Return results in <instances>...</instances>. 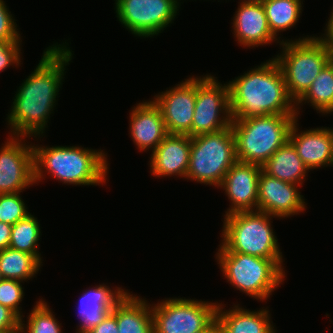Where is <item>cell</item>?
<instances>
[{
	"label": "cell",
	"instance_id": "6da1fadb",
	"mask_svg": "<svg viewBox=\"0 0 333 333\" xmlns=\"http://www.w3.org/2000/svg\"><path fill=\"white\" fill-rule=\"evenodd\" d=\"M67 45V42H56L47 47L39 64L17 89L6 118L9 136L30 139L44 135L60 94L66 66L73 57V51Z\"/></svg>",
	"mask_w": 333,
	"mask_h": 333
},
{
	"label": "cell",
	"instance_id": "7a4b0ae2",
	"mask_svg": "<svg viewBox=\"0 0 333 333\" xmlns=\"http://www.w3.org/2000/svg\"><path fill=\"white\" fill-rule=\"evenodd\" d=\"M232 119L297 115L280 66L274 58L227 82Z\"/></svg>",
	"mask_w": 333,
	"mask_h": 333
},
{
	"label": "cell",
	"instance_id": "3957f363",
	"mask_svg": "<svg viewBox=\"0 0 333 333\" xmlns=\"http://www.w3.org/2000/svg\"><path fill=\"white\" fill-rule=\"evenodd\" d=\"M34 183L45 174L69 185L105 184L109 163L103 150L81 146H42L33 143Z\"/></svg>",
	"mask_w": 333,
	"mask_h": 333
},
{
	"label": "cell",
	"instance_id": "277c9868",
	"mask_svg": "<svg viewBox=\"0 0 333 333\" xmlns=\"http://www.w3.org/2000/svg\"><path fill=\"white\" fill-rule=\"evenodd\" d=\"M297 115H263L232 119L236 159L262 166L289 140Z\"/></svg>",
	"mask_w": 333,
	"mask_h": 333
},
{
	"label": "cell",
	"instance_id": "5b68a950",
	"mask_svg": "<svg viewBox=\"0 0 333 333\" xmlns=\"http://www.w3.org/2000/svg\"><path fill=\"white\" fill-rule=\"evenodd\" d=\"M270 214L261 211L232 213L224 217L217 252H237L271 260H284Z\"/></svg>",
	"mask_w": 333,
	"mask_h": 333
},
{
	"label": "cell",
	"instance_id": "8992f818",
	"mask_svg": "<svg viewBox=\"0 0 333 333\" xmlns=\"http://www.w3.org/2000/svg\"><path fill=\"white\" fill-rule=\"evenodd\" d=\"M281 53L274 57L280 66L289 96L296 102L330 62L332 49L322 37L282 39Z\"/></svg>",
	"mask_w": 333,
	"mask_h": 333
},
{
	"label": "cell",
	"instance_id": "52a82bcc",
	"mask_svg": "<svg viewBox=\"0 0 333 333\" xmlns=\"http://www.w3.org/2000/svg\"><path fill=\"white\" fill-rule=\"evenodd\" d=\"M217 264L227 282L251 298L265 301L284 282L283 260L237 252H217Z\"/></svg>",
	"mask_w": 333,
	"mask_h": 333
},
{
	"label": "cell",
	"instance_id": "ba28073f",
	"mask_svg": "<svg viewBox=\"0 0 333 333\" xmlns=\"http://www.w3.org/2000/svg\"><path fill=\"white\" fill-rule=\"evenodd\" d=\"M236 161L235 136L231 125L218 132L193 136L185 179L219 188Z\"/></svg>",
	"mask_w": 333,
	"mask_h": 333
},
{
	"label": "cell",
	"instance_id": "9c48e42d",
	"mask_svg": "<svg viewBox=\"0 0 333 333\" xmlns=\"http://www.w3.org/2000/svg\"><path fill=\"white\" fill-rule=\"evenodd\" d=\"M217 306L216 302L197 299H162L151 305L154 333L202 332L216 320Z\"/></svg>",
	"mask_w": 333,
	"mask_h": 333
},
{
	"label": "cell",
	"instance_id": "30bf717a",
	"mask_svg": "<svg viewBox=\"0 0 333 333\" xmlns=\"http://www.w3.org/2000/svg\"><path fill=\"white\" fill-rule=\"evenodd\" d=\"M119 22L134 36L148 38L163 32L179 13L181 0H114Z\"/></svg>",
	"mask_w": 333,
	"mask_h": 333
},
{
	"label": "cell",
	"instance_id": "8fae6325",
	"mask_svg": "<svg viewBox=\"0 0 333 333\" xmlns=\"http://www.w3.org/2000/svg\"><path fill=\"white\" fill-rule=\"evenodd\" d=\"M229 88L217 77L206 74L196 77V103L192 121V137L214 133L231 125Z\"/></svg>",
	"mask_w": 333,
	"mask_h": 333
},
{
	"label": "cell",
	"instance_id": "7c38bea8",
	"mask_svg": "<svg viewBox=\"0 0 333 333\" xmlns=\"http://www.w3.org/2000/svg\"><path fill=\"white\" fill-rule=\"evenodd\" d=\"M10 136L0 148V194L19 193L34 183L33 146Z\"/></svg>",
	"mask_w": 333,
	"mask_h": 333
},
{
	"label": "cell",
	"instance_id": "4fadbf2b",
	"mask_svg": "<svg viewBox=\"0 0 333 333\" xmlns=\"http://www.w3.org/2000/svg\"><path fill=\"white\" fill-rule=\"evenodd\" d=\"M160 108L168 134L192 137V121L196 103V77L160 92L152 98Z\"/></svg>",
	"mask_w": 333,
	"mask_h": 333
},
{
	"label": "cell",
	"instance_id": "5bb4252c",
	"mask_svg": "<svg viewBox=\"0 0 333 333\" xmlns=\"http://www.w3.org/2000/svg\"><path fill=\"white\" fill-rule=\"evenodd\" d=\"M299 185L282 181L266 174L263 170L258 179V211L272 217L288 218L306 209V202L299 192Z\"/></svg>",
	"mask_w": 333,
	"mask_h": 333
},
{
	"label": "cell",
	"instance_id": "9a60e30c",
	"mask_svg": "<svg viewBox=\"0 0 333 333\" xmlns=\"http://www.w3.org/2000/svg\"><path fill=\"white\" fill-rule=\"evenodd\" d=\"M262 166L236 161L219 186L231 201L224 216L237 212L258 211V179Z\"/></svg>",
	"mask_w": 333,
	"mask_h": 333
},
{
	"label": "cell",
	"instance_id": "2e32d148",
	"mask_svg": "<svg viewBox=\"0 0 333 333\" xmlns=\"http://www.w3.org/2000/svg\"><path fill=\"white\" fill-rule=\"evenodd\" d=\"M239 3L235 11L232 29L240 46L255 48L277 42L281 43L269 29L262 2ZM280 41V42H279Z\"/></svg>",
	"mask_w": 333,
	"mask_h": 333
},
{
	"label": "cell",
	"instance_id": "e0dca14e",
	"mask_svg": "<svg viewBox=\"0 0 333 333\" xmlns=\"http://www.w3.org/2000/svg\"><path fill=\"white\" fill-rule=\"evenodd\" d=\"M130 113L129 135L141 151H154L168 135L160 108L154 101L137 103Z\"/></svg>",
	"mask_w": 333,
	"mask_h": 333
},
{
	"label": "cell",
	"instance_id": "ac0fdd59",
	"mask_svg": "<svg viewBox=\"0 0 333 333\" xmlns=\"http://www.w3.org/2000/svg\"><path fill=\"white\" fill-rule=\"evenodd\" d=\"M298 125L297 117L291 126L289 141L296 148L304 165L309 170L333 167V145L328 129L318 127L300 131Z\"/></svg>",
	"mask_w": 333,
	"mask_h": 333
},
{
	"label": "cell",
	"instance_id": "d6986e66",
	"mask_svg": "<svg viewBox=\"0 0 333 333\" xmlns=\"http://www.w3.org/2000/svg\"><path fill=\"white\" fill-rule=\"evenodd\" d=\"M191 137L168 134L151 153L150 172L154 177H186L189 165Z\"/></svg>",
	"mask_w": 333,
	"mask_h": 333
},
{
	"label": "cell",
	"instance_id": "ffe728a7",
	"mask_svg": "<svg viewBox=\"0 0 333 333\" xmlns=\"http://www.w3.org/2000/svg\"><path fill=\"white\" fill-rule=\"evenodd\" d=\"M113 288L103 283L83 291L78 304L80 324L76 333H86L101 323L127 292L121 287Z\"/></svg>",
	"mask_w": 333,
	"mask_h": 333
},
{
	"label": "cell",
	"instance_id": "44dd1931",
	"mask_svg": "<svg viewBox=\"0 0 333 333\" xmlns=\"http://www.w3.org/2000/svg\"><path fill=\"white\" fill-rule=\"evenodd\" d=\"M239 305L234 304L229 310H225L224 305L218 303L216 312L218 333H276L270 319L269 307L251 311Z\"/></svg>",
	"mask_w": 333,
	"mask_h": 333
},
{
	"label": "cell",
	"instance_id": "7402d4cb",
	"mask_svg": "<svg viewBox=\"0 0 333 333\" xmlns=\"http://www.w3.org/2000/svg\"><path fill=\"white\" fill-rule=\"evenodd\" d=\"M111 313L116 317L118 333H154L151 304L140 296L126 292Z\"/></svg>",
	"mask_w": 333,
	"mask_h": 333
},
{
	"label": "cell",
	"instance_id": "603a6c76",
	"mask_svg": "<svg viewBox=\"0 0 333 333\" xmlns=\"http://www.w3.org/2000/svg\"><path fill=\"white\" fill-rule=\"evenodd\" d=\"M262 170L276 179L299 185V188L309 171L289 140L262 165Z\"/></svg>",
	"mask_w": 333,
	"mask_h": 333
},
{
	"label": "cell",
	"instance_id": "cb8c5ba5",
	"mask_svg": "<svg viewBox=\"0 0 333 333\" xmlns=\"http://www.w3.org/2000/svg\"><path fill=\"white\" fill-rule=\"evenodd\" d=\"M309 105L317 113L327 115L333 112V65L329 62L318 74L308 90L295 102L297 117L301 105Z\"/></svg>",
	"mask_w": 333,
	"mask_h": 333
},
{
	"label": "cell",
	"instance_id": "d4e9b609",
	"mask_svg": "<svg viewBox=\"0 0 333 333\" xmlns=\"http://www.w3.org/2000/svg\"><path fill=\"white\" fill-rule=\"evenodd\" d=\"M268 26L272 34L278 37L279 32L291 29L302 15L303 0H262Z\"/></svg>",
	"mask_w": 333,
	"mask_h": 333
},
{
	"label": "cell",
	"instance_id": "484cf974",
	"mask_svg": "<svg viewBox=\"0 0 333 333\" xmlns=\"http://www.w3.org/2000/svg\"><path fill=\"white\" fill-rule=\"evenodd\" d=\"M41 266L33 254L11 248L0 250V272L4 279L27 282L36 276Z\"/></svg>",
	"mask_w": 333,
	"mask_h": 333
},
{
	"label": "cell",
	"instance_id": "4316f807",
	"mask_svg": "<svg viewBox=\"0 0 333 333\" xmlns=\"http://www.w3.org/2000/svg\"><path fill=\"white\" fill-rule=\"evenodd\" d=\"M41 228L38 219L29 213L25 218L12 225L9 248L33 254L41 263L39 249Z\"/></svg>",
	"mask_w": 333,
	"mask_h": 333
},
{
	"label": "cell",
	"instance_id": "83f0119b",
	"mask_svg": "<svg viewBox=\"0 0 333 333\" xmlns=\"http://www.w3.org/2000/svg\"><path fill=\"white\" fill-rule=\"evenodd\" d=\"M53 313L47 302L39 299L27 315V324L20 320V333H63Z\"/></svg>",
	"mask_w": 333,
	"mask_h": 333
},
{
	"label": "cell",
	"instance_id": "f1b7e54d",
	"mask_svg": "<svg viewBox=\"0 0 333 333\" xmlns=\"http://www.w3.org/2000/svg\"><path fill=\"white\" fill-rule=\"evenodd\" d=\"M19 193L0 194V221L14 225L30 212Z\"/></svg>",
	"mask_w": 333,
	"mask_h": 333
},
{
	"label": "cell",
	"instance_id": "f546056e",
	"mask_svg": "<svg viewBox=\"0 0 333 333\" xmlns=\"http://www.w3.org/2000/svg\"><path fill=\"white\" fill-rule=\"evenodd\" d=\"M21 283L24 282L13 279L0 281V304L8 307L20 320H23L22 307L19 305H21L20 303H22L25 293Z\"/></svg>",
	"mask_w": 333,
	"mask_h": 333
},
{
	"label": "cell",
	"instance_id": "4dcf8cb0",
	"mask_svg": "<svg viewBox=\"0 0 333 333\" xmlns=\"http://www.w3.org/2000/svg\"><path fill=\"white\" fill-rule=\"evenodd\" d=\"M4 0H0V41H22L15 18Z\"/></svg>",
	"mask_w": 333,
	"mask_h": 333
},
{
	"label": "cell",
	"instance_id": "1f68e13d",
	"mask_svg": "<svg viewBox=\"0 0 333 333\" xmlns=\"http://www.w3.org/2000/svg\"><path fill=\"white\" fill-rule=\"evenodd\" d=\"M22 41H0V72L21 64Z\"/></svg>",
	"mask_w": 333,
	"mask_h": 333
},
{
	"label": "cell",
	"instance_id": "d6a6232c",
	"mask_svg": "<svg viewBox=\"0 0 333 333\" xmlns=\"http://www.w3.org/2000/svg\"><path fill=\"white\" fill-rule=\"evenodd\" d=\"M0 333H20V318L0 304Z\"/></svg>",
	"mask_w": 333,
	"mask_h": 333
},
{
	"label": "cell",
	"instance_id": "836d02e7",
	"mask_svg": "<svg viewBox=\"0 0 333 333\" xmlns=\"http://www.w3.org/2000/svg\"><path fill=\"white\" fill-rule=\"evenodd\" d=\"M86 333H118L116 317L110 312L101 323Z\"/></svg>",
	"mask_w": 333,
	"mask_h": 333
},
{
	"label": "cell",
	"instance_id": "e575fe53",
	"mask_svg": "<svg viewBox=\"0 0 333 333\" xmlns=\"http://www.w3.org/2000/svg\"><path fill=\"white\" fill-rule=\"evenodd\" d=\"M12 225L0 221V250L9 248Z\"/></svg>",
	"mask_w": 333,
	"mask_h": 333
},
{
	"label": "cell",
	"instance_id": "d590c367",
	"mask_svg": "<svg viewBox=\"0 0 333 333\" xmlns=\"http://www.w3.org/2000/svg\"><path fill=\"white\" fill-rule=\"evenodd\" d=\"M329 20L326 23V29H324V34L322 33L321 36L327 41L331 49L333 50V9L330 12Z\"/></svg>",
	"mask_w": 333,
	"mask_h": 333
},
{
	"label": "cell",
	"instance_id": "8d00e7d4",
	"mask_svg": "<svg viewBox=\"0 0 333 333\" xmlns=\"http://www.w3.org/2000/svg\"><path fill=\"white\" fill-rule=\"evenodd\" d=\"M198 333H218L216 320L206 330Z\"/></svg>",
	"mask_w": 333,
	"mask_h": 333
},
{
	"label": "cell",
	"instance_id": "74e56055",
	"mask_svg": "<svg viewBox=\"0 0 333 333\" xmlns=\"http://www.w3.org/2000/svg\"><path fill=\"white\" fill-rule=\"evenodd\" d=\"M328 114H333V112H331V113H328ZM327 129H328V131H329V133H330V136H331V139H332V145H333V128L331 129V128H329V127H327Z\"/></svg>",
	"mask_w": 333,
	"mask_h": 333
},
{
	"label": "cell",
	"instance_id": "f35d334b",
	"mask_svg": "<svg viewBox=\"0 0 333 333\" xmlns=\"http://www.w3.org/2000/svg\"><path fill=\"white\" fill-rule=\"evenodd\" d=\"M247 2H262V0H240V3H247Z\"/></svg>",
	"mask_w": 333,
	"mask_h": 333
},
{
	"label": "cell",
	"instance_id": "ab89813d",
	"mask_svg": "<svg viewBox=\"0 0 333 333\" xmlns=\"http://www.w3.org/2000/svg\"><path fill=\"white\" fill-rule=\"evenodd\" d=\"M330 63L333 65V51H332V55H331V58H330Z\"/></svg>",
	"mask_w": 333,
	"mask_h": 333
},
{
	"label": "cell",
	"instance_id": "60d3db41",
	"mask_svg": "<svg viewBox=\"0 0 333 333\" xmlns=\"http://www.w3.org/2000/svg\"><path fill=\"white\" fill-rule=\"evenodd\" d=\"M4 278H3V276H2V274H1V272H0V281H2Z\"/></svg>",
	"mask_w": 333,
	"mask_h": 333
}]
</instances>
